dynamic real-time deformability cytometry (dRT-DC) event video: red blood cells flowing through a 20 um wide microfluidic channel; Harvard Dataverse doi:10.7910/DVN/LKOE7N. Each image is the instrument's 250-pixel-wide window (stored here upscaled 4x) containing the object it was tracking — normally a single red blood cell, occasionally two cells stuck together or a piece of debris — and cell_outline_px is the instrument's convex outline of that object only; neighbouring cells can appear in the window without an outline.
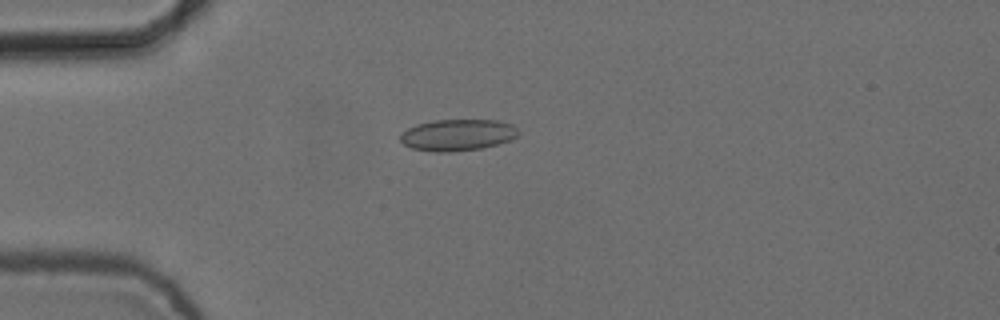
{"species": "common noctule bat (a hibernating species)", "species_latin": "Nyctalus noctula", "temperature_condition": "cold", "stored_images_in_passage": 7, "camera_frame_rate_fps": 3000, "um_per_image_px": 0.085, "animal": {"sex": "female", "body_mass_g": 24.6, "forearm_length_mm": 56.2}, "frame": {"image": 1, "passage_image": 4, "time_ms": 1.0, "image_size_px": [1000, 320], "cell_outline_px": [[520, 132], [516, 136], [508, 140], [496, 144], [480, 148], [452, 152], [436, 152], [412, 148], [404, 144], [400, 140], [400, 136], [408, 128], [416, 124], [432, 120], [496, 120], [512, 124]], "centroid_in_image_um": [38.88, 11.46], "position_along_channel_um": 46.1, "area_um2": 21.5}}
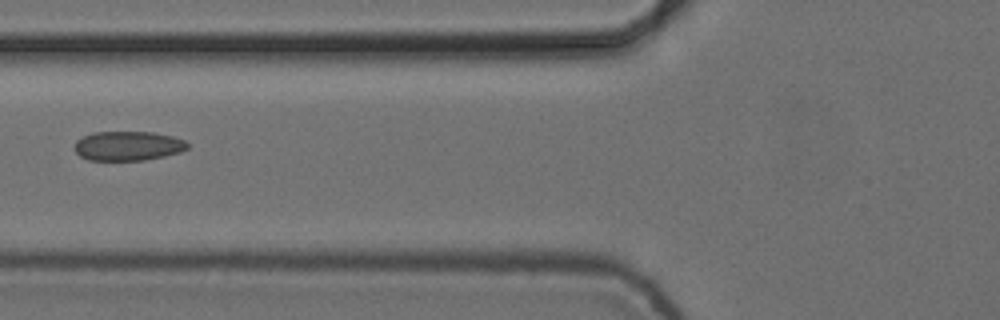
{"frame": {"image": 2, "passage_image": 6, "time_ms": 1.667, "image_size_px": [1000, 320], "cell_outline_px": [[188, 148], [180, 152], [164, 156], [144, 160], [88, 160], [80, 156], [76, 152], [76, 140], [92, 132], [152, 132], [172, 136], [184, 140], [188, 144]], "centroid_in_image_um": [10.88, 12.4], "position_along_channel_um": 114.9, "area_um2": 19.25}}
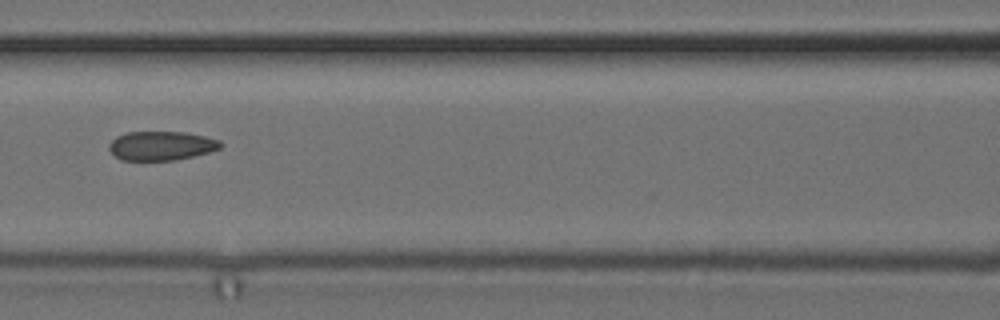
{"frame": {"image": 3, "passage_image": 7, "time_ms": 2.0, "image_size_px": [1000, 320], "cell_outline_px": [[224, 144], [220, 148], [208, 152], [176, 160], [120, 160], [108, 148], [108, 144], [116, 136], [128, 132], [184, 132], [204, 136], [220, 140]], "centroid_in_image_um": [13.7, 12.38], "position_along_channel_um": 152.9, "area_um2": 18.84}}